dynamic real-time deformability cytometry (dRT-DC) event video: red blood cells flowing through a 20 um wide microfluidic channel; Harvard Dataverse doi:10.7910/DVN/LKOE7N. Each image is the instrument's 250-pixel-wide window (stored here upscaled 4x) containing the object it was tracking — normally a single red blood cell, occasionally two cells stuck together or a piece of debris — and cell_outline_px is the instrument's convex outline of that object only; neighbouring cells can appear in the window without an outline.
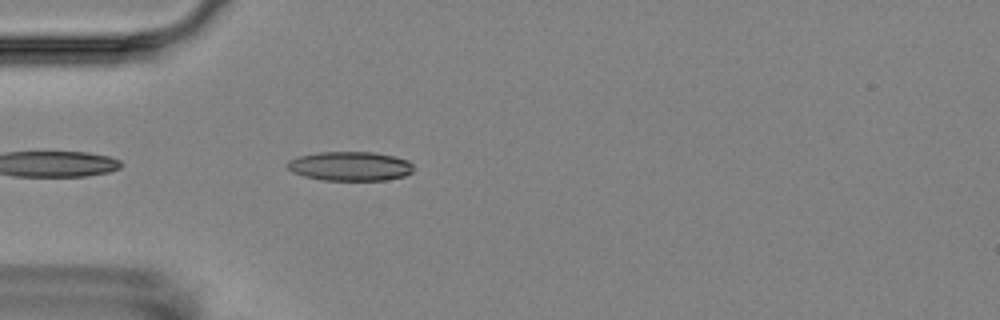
{"species": "Egyptian fruit bat (a non-hibernating species)", "species_latin": "Rousettus aegyptiacus", "temperature_condition": "room temperature", "stored_images_in_passage": 3, "camera_frame_rate_fps": 3000, "um_per_image_px": 0.085, "animal": {"sex": "female"}, "frame": {"image": 1, "passage_image": 3, "time_ms": 3.0, "image_size_px": [1000, 320], "cell_outline_px": [[416, 168], [412, 172], [404, 176], [384, 180], [324, 180], [304, 176], [292, 172], [284, 164], [288, 160], [300, 156], [320, 152], [372, 152], [392, 156], [408, 160]], "centroid_in_image_um": [29.76, 14.12], "position_along_channel_um": 55.2, "area_um2": 21.5}}